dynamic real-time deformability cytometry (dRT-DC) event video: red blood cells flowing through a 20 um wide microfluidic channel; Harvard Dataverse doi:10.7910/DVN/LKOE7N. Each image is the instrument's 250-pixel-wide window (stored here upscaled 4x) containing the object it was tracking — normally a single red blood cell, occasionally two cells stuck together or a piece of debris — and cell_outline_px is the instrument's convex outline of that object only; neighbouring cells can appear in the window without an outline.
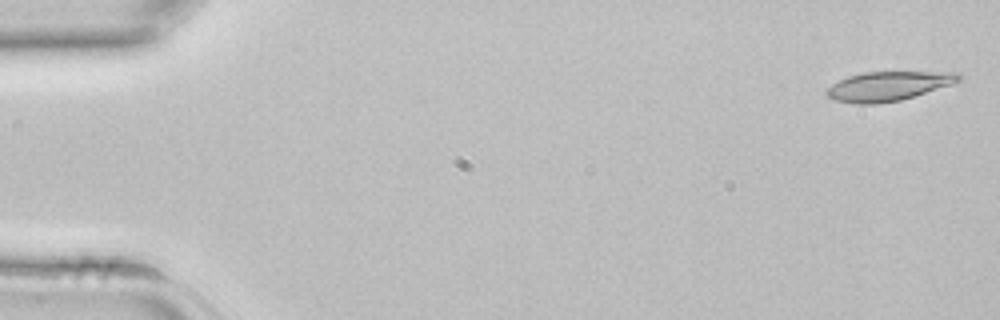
{"species": "common noctule bat (a hibernating species)", "species_latin": "Nyctalus noctula", "temperature_condition": "room temperature", "stored_images_in_passage": 42, "camera_frame_rate_fps": 3000, "um_per_image_px": 0.085, "animal": {"sex": "female", "body_mass_g": 22.7, "forearm_length_mm": 54.2}, "frame": {"image": 1, "passage_image": 1, "time_ms": 0.0, "image_size_px": [1000, 320], "cell_outline_px": [[964, 76], [960, 80], [900, 100], [876, 104], [856, 104], [832, 100], [824, 96], [824, 92], [832, 84], [848, 76], [864, 72], [960, 72]], "centroid_in_image_um": [75.41, 7.32], "position_along_channel_um": 9.6, "area_um2": 22.37}}
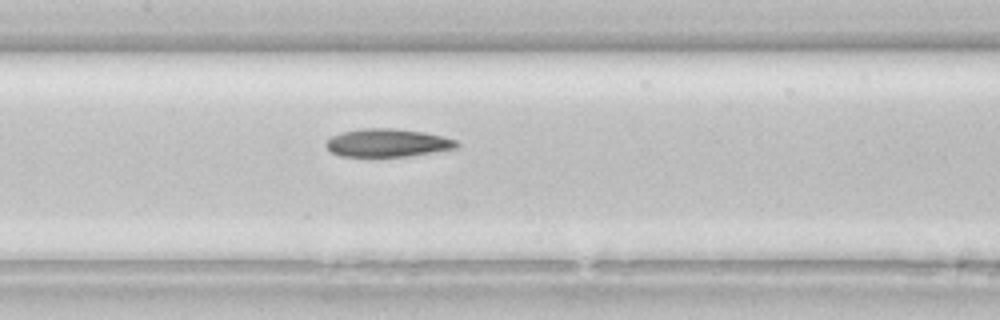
{"frame": {"image": 2, "passage_image": 20, "time_ms": 6.333, "image_size_px": [1000, 320], "cell_outline_px": [[460, 144], [456, 148], [408, 156], [340, 156], [332, 152], [324, 144], [332, 136], [340, 132], [364, 128], [392, 128], [424, 132], [444, 136], [456, 140]], "centroid_in_image_um": [32.94, 12.13], "position_along_channel_um": 174.5, "area_um2": 21.27}}
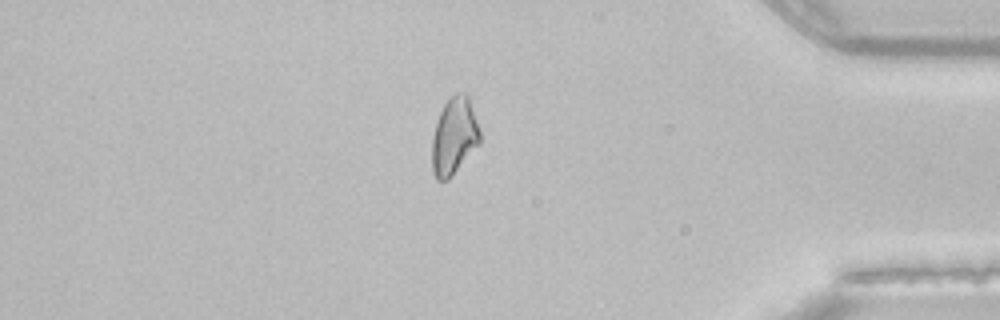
{"frame": {"image": 3, "passage_image": 36, "time_ms": 11.667, "image_size_px": [1000, 320], "cell_outline_px": [[480, 144], [452, 176], [448, 180], [436, 180], [432, 172], [432, 136], [440, 112], [444, 104], [456, 92], [468, 92], [480, 132]], "centroid_in_image_um": [38.61, 11.58], "position_along_channel_um": 396.6, "area_um2": 21.73}}